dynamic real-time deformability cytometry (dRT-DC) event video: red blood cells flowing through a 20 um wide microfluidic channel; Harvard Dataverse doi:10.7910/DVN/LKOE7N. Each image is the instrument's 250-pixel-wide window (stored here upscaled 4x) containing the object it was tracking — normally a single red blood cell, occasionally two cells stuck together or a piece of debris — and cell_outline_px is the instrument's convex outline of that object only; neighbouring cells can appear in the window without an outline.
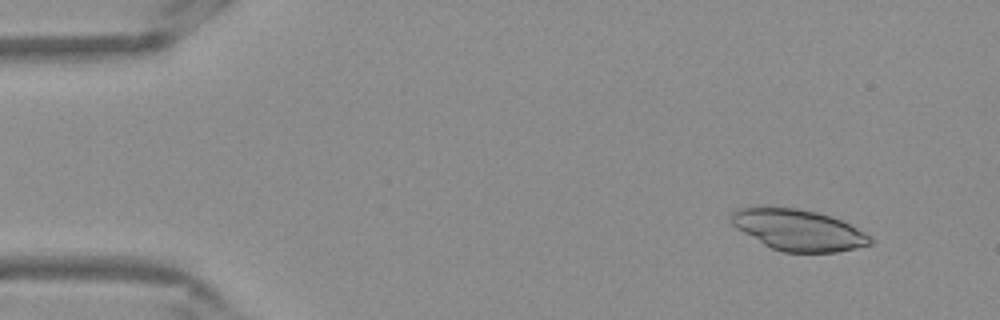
{"species": "Egyptian fruit bat (a non-hibernating species)", "species_latin": "Rousettus aegyptiacus", "temperature_condition": "warm", "stored_images_in_passage": 14, "camera_frame_rate_fps": 3000, "um_per_image_px": 0.085, "frame": {"image": 1, "passage_image": 3, "time_ms": 0.667, "image_size_px": [1000, 320], "cell_outline_px": [[872, 244], [836, 252], [784, 252], [772, 248], [764, 244], [736, 228], [732, 224], [732, 216], [736, 212], [744, 208], [792, 208], [816, 212], [840, 220], [848, 224], [868, 236], [872, 240]], "centroid_in_image_um": [67.87, 19.58], "position_along_channel_um": 17.1, "area_um2": 32.08}}